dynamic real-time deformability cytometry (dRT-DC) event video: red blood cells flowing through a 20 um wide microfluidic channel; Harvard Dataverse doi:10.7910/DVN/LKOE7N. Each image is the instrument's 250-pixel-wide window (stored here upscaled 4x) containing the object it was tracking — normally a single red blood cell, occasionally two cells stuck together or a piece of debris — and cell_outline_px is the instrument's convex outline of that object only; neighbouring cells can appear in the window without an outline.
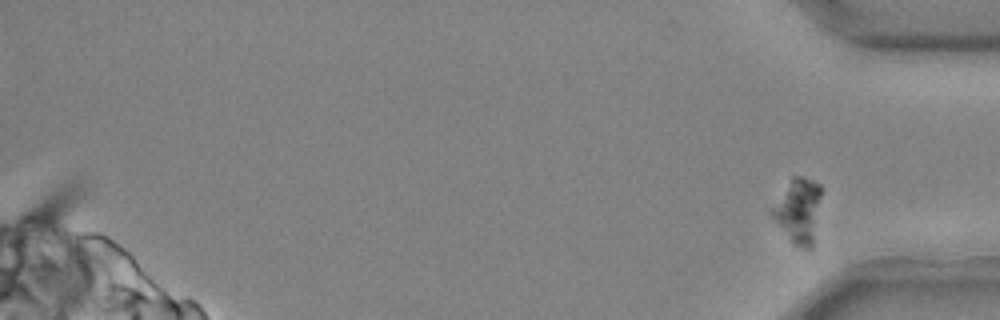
{"species": "common noctule bat (a hibernating species)", "species_latin": "Nyctalus noctula", "temperature_condition": "cold", "stored_images_in_passage": 36, "segment_of_instrument_passage": [2, 2], "camera_frame_rate_fps": 3000, "um_per_image_px": 0.085, "animal": {"sex": "male", "body_mass_g": 20.4}, "frame": {"image": 1, "passage_image": 36, "time_ms": 11.667, "image_size_px": [1000, 320], "cell_outline_px": [[824, 188], [812, 248], [808, 252], [792, 244], [768, 212], [768, 208], [792, 176], [800, 176], [812, 180], [820, 184]], "centroid_in_image_um": [67.86, 17.91], "position_along_channel_um": 367.3, "area_um2": 19.54}}